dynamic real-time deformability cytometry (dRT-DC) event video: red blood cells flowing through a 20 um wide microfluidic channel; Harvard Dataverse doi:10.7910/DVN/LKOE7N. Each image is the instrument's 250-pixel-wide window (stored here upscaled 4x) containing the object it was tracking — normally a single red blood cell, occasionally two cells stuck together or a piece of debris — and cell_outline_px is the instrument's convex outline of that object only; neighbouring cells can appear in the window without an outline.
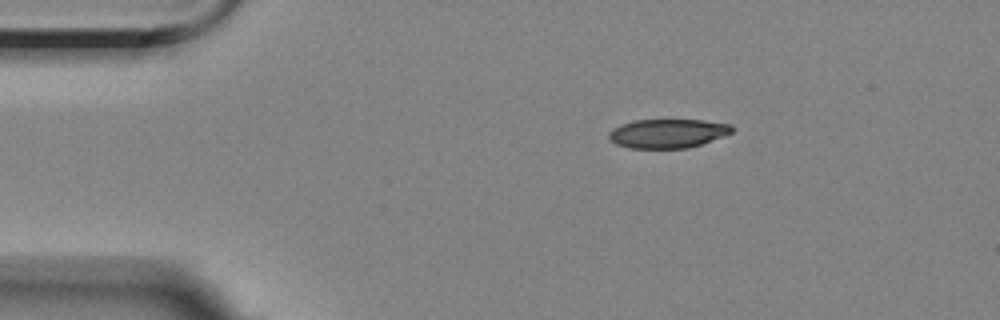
{"species": "Egyptian fruit bat (a non-hibernating species)", "species_latin": "Rousettus aegyptiacus", "temperature_condition": "room temperature", "stored_images_in_passage": 12, "camera_frame_rate_fps": 3000, "um_per_image_px": 0.085, "animal": {"sex": "female"}, "frame": {"image": 1, "passage_image": 1, "time_ms": 0.0, "image_size_px": [1000, 320], "cell_outline_px": [[736, 128], [732, 132], [700, 144], [688, 148], [628, 148], [616, 144], [608, 136], [608, 132], [612, 128], [620, 124], [636, 120], [704, 120], [732, 124]], "centroid_in_image_um": [56.75, 11.33], "position_along_channel_um": 28.3, "area_um2": 20.81}}
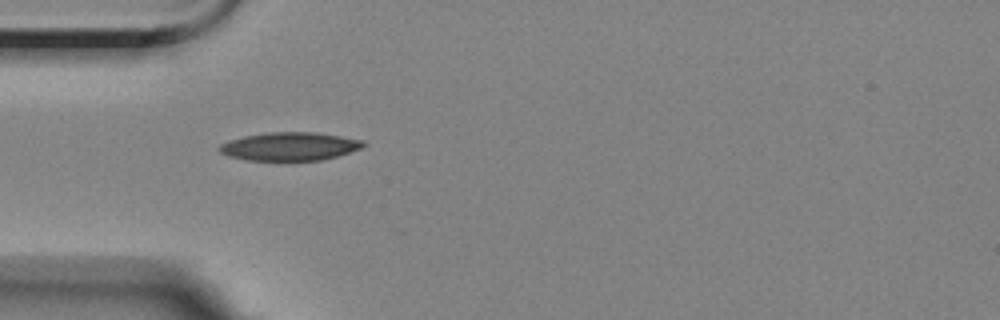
{"frame": {"image": 2, "passage_image": 8, "time_ms": 2.333, "image_size_px": [1000, 320], "cell_outline_px": [[368, 144], [360, 148], [336, 156], [320, 160], [244, 160], [228, 156], [220, 152], [216, 148], [220, 144], [228, 140], [244, 136], [264, 132], [316, 132], [364, 140]], "centroid_in_image_um": [24.58, 12.43], "position_along_channel_um": 60.4, "area_um2": 23.81}}
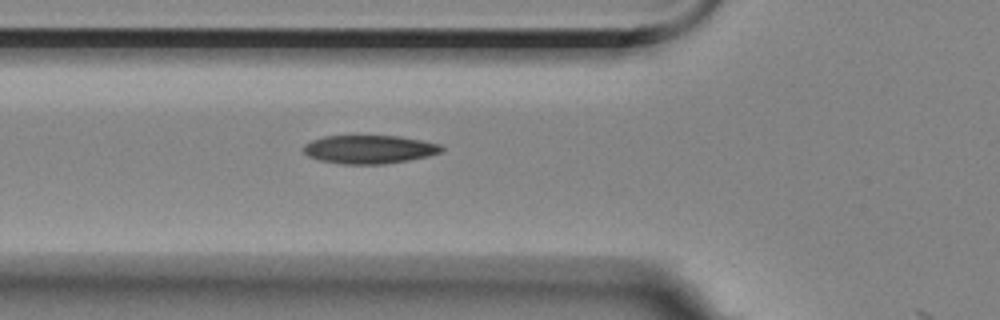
{"frame": {"image": 3, "passage_image": 11, "time_ms": 3.333, "image_size_px": [1000, 320], "cell_outline_px": [[444, 148], [440, 152], [428, 156], [408, 160], [384, 164], [344, 164], [320, 160], [308, 156], [304, 152], [304, 144], [312, 140], [324, 136], [400, 136], [440, 144]], "centroid_in_image_um": [31.38, 12.69], "position_along_channel_um": 94.4, "area_um2": 22.72}}